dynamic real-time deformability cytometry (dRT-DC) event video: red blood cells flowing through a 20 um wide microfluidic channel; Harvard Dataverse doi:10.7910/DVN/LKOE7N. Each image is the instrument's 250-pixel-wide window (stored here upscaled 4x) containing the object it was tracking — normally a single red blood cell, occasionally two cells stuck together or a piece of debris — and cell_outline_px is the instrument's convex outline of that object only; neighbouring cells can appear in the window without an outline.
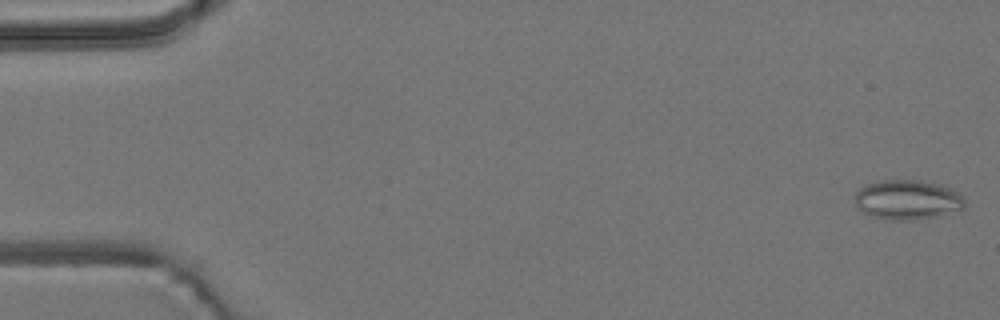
{"species": "common noctule bat (a hibernating species)", "species_latin": "Nyctalus noctula", "temperature_condition": "room temperature", "stored_images_in_passage": 9, "camera_frame_rate_fps": 3000, "um_per_image_px": 0.085, "animal": {"sex": "male", "body_mass_g": 19.2, "forearm_length_mm": 51.8}, "frame": {"image": 1, "passage_image": 1, "time_ms": 0.0, "image_size_px": [1000, 320], "cell_outline_px": [[964, 208], [936, 216], [908, 220], [892, 220], [872, 216], [864, 212], [856, 204], [856, 192], [860, 188], [868, 184], [880, 180], [920, 180], [948, 188], [960, 192], [964, 196]], "centroid_in_image_um": [77.14, 16.97], "position_along_channel_um": 7.9, "area_um2": 24.97}}